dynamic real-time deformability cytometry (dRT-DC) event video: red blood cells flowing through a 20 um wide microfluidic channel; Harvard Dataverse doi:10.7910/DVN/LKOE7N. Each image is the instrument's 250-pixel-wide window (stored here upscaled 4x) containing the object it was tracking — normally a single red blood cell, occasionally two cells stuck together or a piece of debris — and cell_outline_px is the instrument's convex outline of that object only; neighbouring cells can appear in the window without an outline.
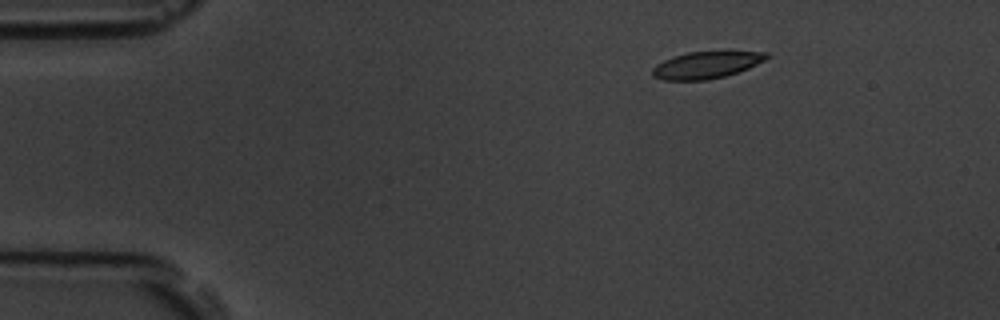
{"species": "common noctule bat (a hibernating species)", "species_latin": "Nyctalus noctula", "temperature_condition": "room temperature", "stored_images_in_passage": 11, "camera_frame_rate_fps": 3000, "um_per_image_px": 0.085, "animal": {"sex": "male", "body_mass_g": 19.5, "forearm_length_mm": 54.6}, "frame": {"image": 1, "passage_image": 2, "time_ms": 2.0, "image_size_px": [1000, 320], "cell_outline_px": [[768, 56], [764, 60], [748, 68], [724, 76], [708, 80], [664, 80], [652, 76], [652, 68], [656, 64], [664, 60], [688, 52], [768, 52]], "centroid_in_image_um": [59.98, 5.54], "position_along_channel_um": 25.0, "area_um2": 17.51}}
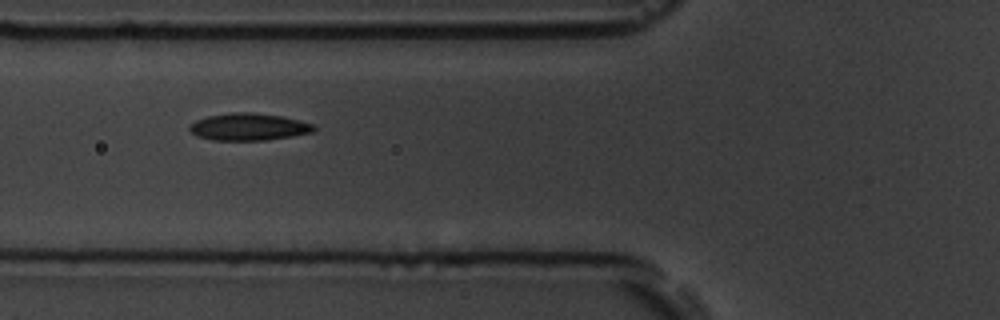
{"frame": {"image": 2, "passage_image": 6, "time_ms": 6.333, "image_size_px": [1000, 320], "cell_outline_px": [[316, 128], [312, 132], [292, 136], [268, 140], [212, 140], [196, 136], [188, 128], [196, 120], [208, 116], [232, 112], [252, 112], [280, 116], [312, 124]], "centroid_in_image_um": [21.11, 10.79], "position_along_channel_um": 104.7, "area_um2": 19.48}}
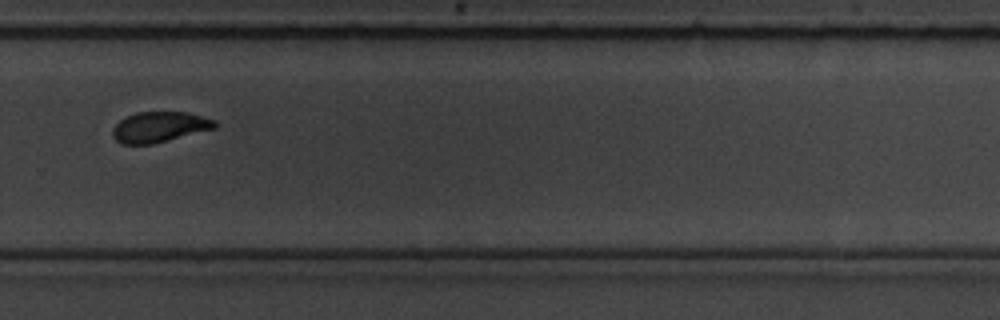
{"frame": {"image": 3, "passage_image": 11, "time_ms": 12.333, "image_size_px": [1000, 320], "cell_outline_px": [[216, 128], [152, 144], [120, 144], [112, 136], [112, 128], [120, 120], [136, 112], [188, 112], [216, 120]], "centroid_in_image_um": [13.54, 10.79], "position_along_channel_um": 316.3, "area_um2": 18.15}}